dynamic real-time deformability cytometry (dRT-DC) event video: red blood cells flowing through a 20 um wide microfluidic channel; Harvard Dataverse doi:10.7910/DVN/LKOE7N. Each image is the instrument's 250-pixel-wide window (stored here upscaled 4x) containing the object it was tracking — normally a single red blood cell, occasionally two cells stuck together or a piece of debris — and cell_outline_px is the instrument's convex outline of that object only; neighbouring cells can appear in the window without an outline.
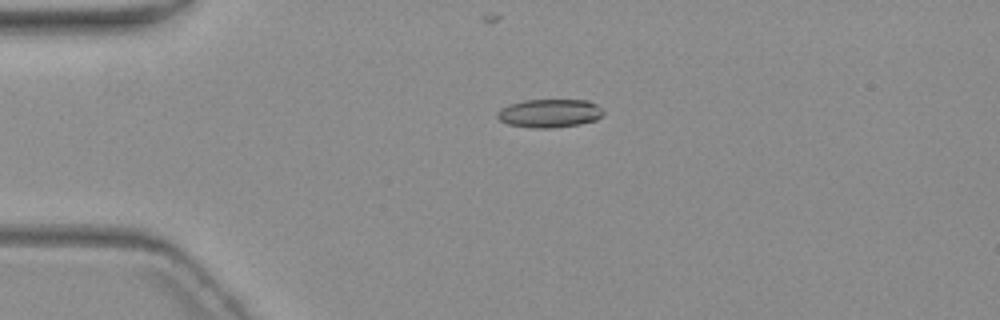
{"species": "common noctule bat (a hibernating species)", "species_latin": "Nyctalus noctula", "temperature_condition": "warm", "stored_images_in_passage": 2, "camera_frame_rate_fps": 3000, "um_per_image_px": 0.085, "animal": {"sex": "female", "body_mass_g": 19.3, "forearm_length_mm": 54.1}, "frame": {"image": 1, "passage_image": 1, "time_ms": 0.0, "image_size_px": [1000, 320], "cell_outline_px": [[604, 112], [596, 120], [580, 124], [556, 128], [532, 128], [508, 124], [500, 120], [496, 116], [496, 112], [500, 108], [508, 104], [524, 100], [588, 100], [596, 104]], "centroid_in_image_um": [46.68, 9.63], "position_along_channel_um": 38.3, "area_um2": 17.69}}